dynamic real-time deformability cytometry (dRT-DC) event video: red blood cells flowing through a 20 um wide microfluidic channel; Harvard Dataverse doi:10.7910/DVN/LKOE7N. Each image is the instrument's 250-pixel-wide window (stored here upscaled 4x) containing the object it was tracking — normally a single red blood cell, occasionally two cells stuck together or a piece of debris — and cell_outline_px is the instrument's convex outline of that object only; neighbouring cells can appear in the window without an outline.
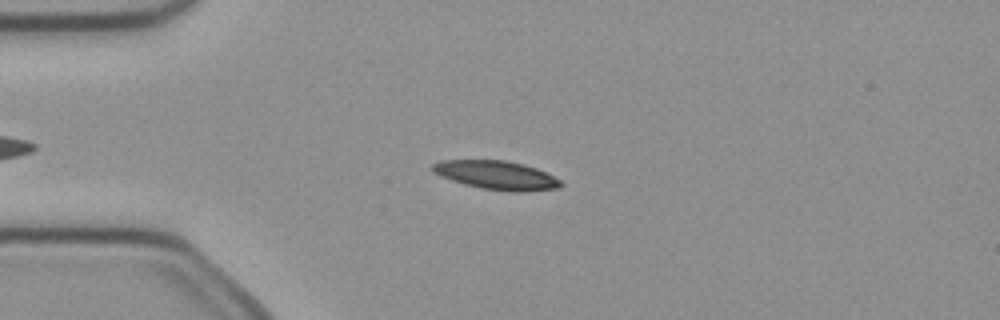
{"species": "common noctule bat (a hibernating species)", "species_latin": "Nyctalus noctula", "temperature_condition": "cold", "stored_images_in_passage": 33, "camera_frame_rate_fps": 3000, "um_per_image_px": 0.085, "animal": {"sex": "female", "body_mass_g": 21.9}, "frame": {"image": 1, "passage_image": 4, "time_ms": 1.0, "image_size_px": [1000, 320], "cell_outline_px": [[564, 184], [556, 188], [528, 192], [512, 192], [480, 188], [464, 184], [440, 176], [432, 172], [432, 164], [440, 160], [504, 160], [524, 164], [536, 168], [560, 180]], "centroid_in_image_um": [42.18, 14.89], "position_along_channel_um": 42.8, "area_um2": 21.5}}
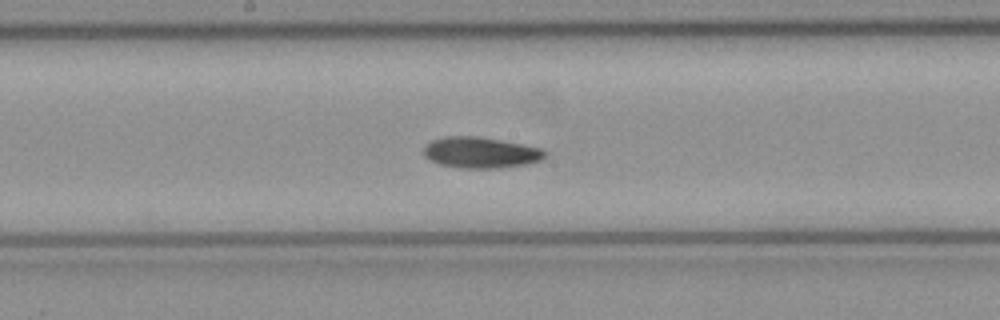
{"frame": {"image": 2, "passage_image": 18, "time_ms": 5.667, "image_size_px": [1000, 320], "cell_outline_px": [[548, 152], [540, 160], [528, 164], [500, 168], [460, 168], [440, 164], [424, 156], [424, 144], [432, 140], [444, 136], [480, 136], [540, 148]], "centroid_in_image_um": [40.83, 12.96], "position_along_channel_um": 207.4, "area_um2": 21.91}}
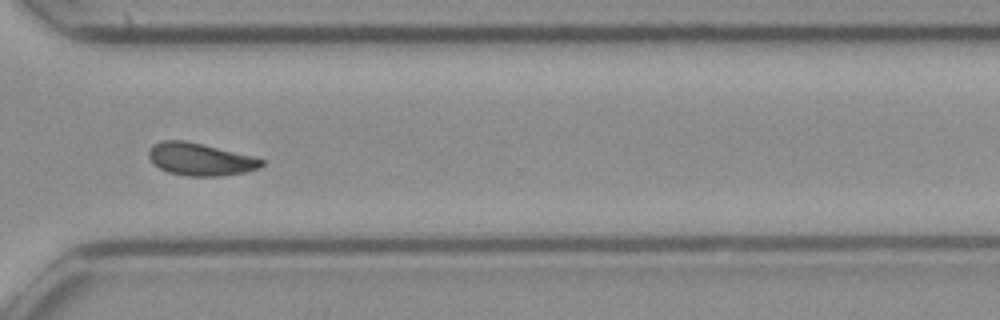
{"frame": {"image": 3, "passage_image": 29, "time_ms": 9.333, "image_size_px": [1000, 320], "cell_outline_px": [[264, 164], [260, 168], [244, 172], [220, 176], [188, 176], [168, 172], [152, 164], [148, 156], [148, 148], [152, 144], [164, 140], [184, 140], [252, 156], [264, 160]], "centroid_in_image_um": [16.97, 13.54], "position_along_channel_um": 353.6, "area_um2": 21.33}, "authors_computed_cell_mechanics": {"area_um2": 21.3282, "velocity_mm_per_s": 3.9942, "shape_relaxation_time_tau1_ms": 5.0157, "shape_relaxation_time_tau2_ms": 9.4193, "deformation_change_tau1": 0.1327, "deformation_change_tau2": 0.1477}}